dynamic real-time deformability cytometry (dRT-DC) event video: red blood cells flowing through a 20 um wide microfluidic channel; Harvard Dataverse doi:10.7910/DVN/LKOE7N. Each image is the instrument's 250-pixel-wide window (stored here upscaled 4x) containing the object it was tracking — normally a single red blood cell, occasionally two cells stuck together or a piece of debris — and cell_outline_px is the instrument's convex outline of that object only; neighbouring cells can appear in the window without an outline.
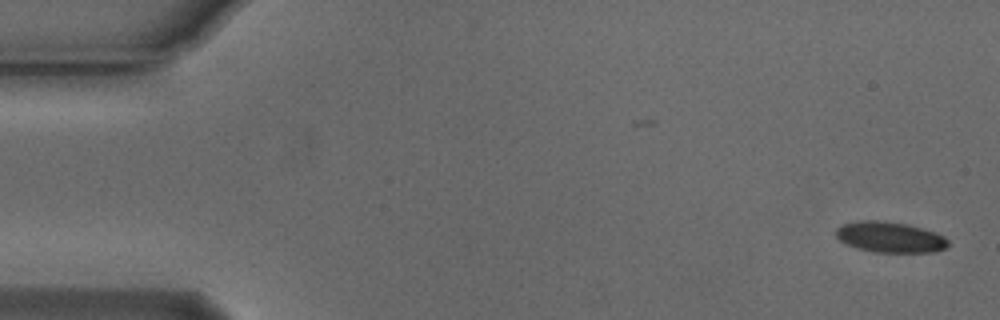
{"species": "Egyptian fruit bat (a non-hibernating species)", "species_latin": "Rousettus aegyptiacus", "temperature_condition": "cold", "stored_images_in_passage": 54, "camera_frame_rate_fps": 3000, "um_per_image_px": 0.085, "animal": {"sex": "male"}, "frame": {"image": 1, "passage_image": 1, "time_ms": 0.0, "image_size_px": [1000, 320], "cell_outline_px": [[948, 244], [944, 248], [936, 252], [872, 252], [856, 248], [844, 244], [836, 236], [836, 228], [844, 224], [864, 220], [876, 220], [908, 224], [944, 236], [948, 240]], "centroid_in_image_um": [75.62, 20.17], "position_along_channel_um": 9.4, "area_um2": 19.94}}
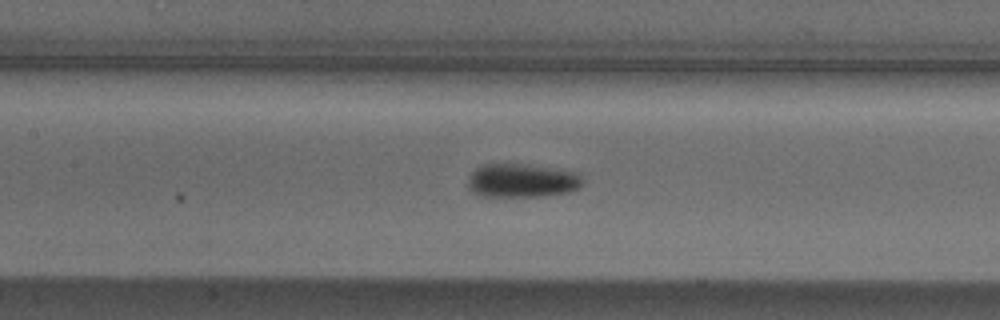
{"frame": {"image": 2, "passage_image": 24, "time_ms": 7.667, "image_size_px": [1000, 320], "cell_outline_px": [[580, 188], [568, 192], [536, 196], [476, 196], [468, 188], [468, 176], [476, 168], [484, 164], [524, 164], [556, 168], [576, 172], [580, 176]], "centroid_in_image_um": [44.3, 15.34], "position_along_channel_um": 163.1, "area_um2": 22.48}}
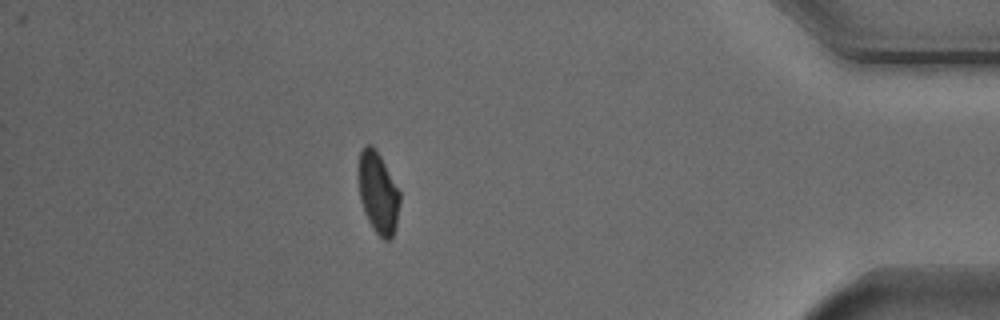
{"frame": {"image": 3, "passage_image": 47, "time_ms": 15.333, "image_size_px": [1000, 320], "cell_outline_px": [[400, 200], [396, 228], [392, 236], [388, 240], [384, 240], [376, 232], [368, 220], [364, 212], [360, 200], [360, 152], [364, 144], [372, 144], [376, 148], [400, 192]], "centroid_in_image_um": [32.16, 16.39], "position_along_channel_um": 403.0, "area_um2": 19.31}, "authors_computed_cell_mechanics": {"area_um2": 20.6635, "velocity_mm_per_s": 3.7529, "shape_relaxation_time_tau1_ms": 2.4071, "shape_relaxation_time_tau2_ms": null, "deformation_change_tau1": 0.0988, "deformation_change_tau2": null}}